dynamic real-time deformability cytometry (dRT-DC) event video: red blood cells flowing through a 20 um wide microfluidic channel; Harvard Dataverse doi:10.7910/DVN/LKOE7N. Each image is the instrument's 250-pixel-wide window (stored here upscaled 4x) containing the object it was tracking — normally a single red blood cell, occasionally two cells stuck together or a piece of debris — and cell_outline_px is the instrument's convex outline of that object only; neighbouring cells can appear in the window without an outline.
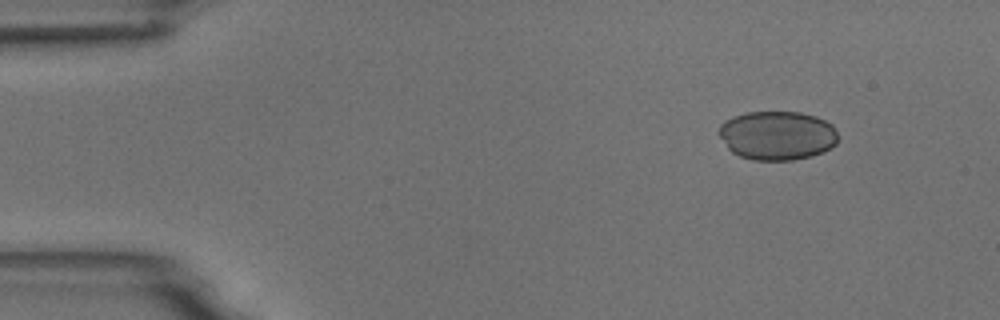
{"species": "common noctule bat (a hibernating species)", "species_latin": "Nyctalus noctula", "temperature_condition": "room temperature", "stored_images_in_passage": 6, "segment_of_instrument_passage": [2, 2], "camera_frame_rate_fps": 3000, "um_per_image_px": 0.085, "animal": {"sex": "male", "body_mass_g": 18.8}, "frame": {"image": 1, "passage_image": 6, "time_ms": 6.667, "image_size_px": [1000, 320], "cell_outline_px": [[836, 144], [832, 148], [824, 152], [812, 156], [792, 160], [752, 160], [740, 156], [732, 152], [728, 148], [716, 132], [720, 124], [724, 120], [732, 116], [748, 112], [800, 112], [816, 116], [832, 124], [836, 128]], "centroid_in_image_um": [66.05, 11.51], "position_along_channel_um": 19.0, "area_um2": 34.39}}